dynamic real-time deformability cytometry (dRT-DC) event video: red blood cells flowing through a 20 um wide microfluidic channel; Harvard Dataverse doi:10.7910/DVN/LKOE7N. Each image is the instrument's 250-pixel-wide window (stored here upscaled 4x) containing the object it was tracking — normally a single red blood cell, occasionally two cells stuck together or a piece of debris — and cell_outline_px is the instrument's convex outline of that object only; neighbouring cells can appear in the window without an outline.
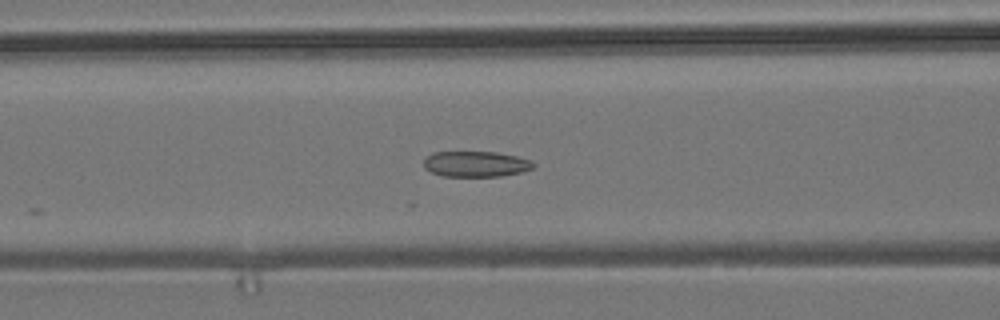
{"species": "common noctule bat (a hibernating species)", "species_latin": "Nyctalus noctula", "temperature_condition": "room temperature", "stored_images_in_passage": 18, "camera_frame_rate_fps": 3000, "um_per_image_px": 0.085, "animal": {"sex": "male", "body_mass_g": 19.2, "forearm_length_mm": 51.8}, "frame": {"image": 1, "passage_image": 12, "time_ms": 3.667, "image_size_px": [1000, 320], "cell_outline_px": [[536, 164], [532, 168], [524, 172], [500, 176], [444, 176], [432, 172], [424, 168], [424, 160], [432, 152], [496, 152], [516, 156], [532, 160]], "centroid_in_image_um": [40.48, 13.94], "position_along_channel_um": 126.1, "area_um2": 16.42}}
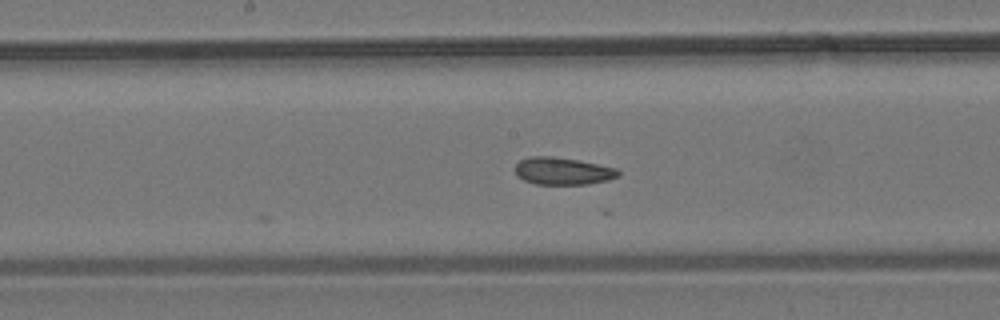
{"frame": {"image": 2, "passage_image": 18, "time_ms": 5.667, "image_size_px": [1000, 320], "cell_outline_px": [[620, 176], [608, 180], [588, 184], [536, 184], [524, 180], [516, 176], [516, 164], [520, 160], [528, 156], [552, 156], [580, 160], [616, 168], [620, 172]], "centroid_in_image_um": [47.84, 14.53], "position_along_channel_um": 200.4, "area_um2": 16.53}}